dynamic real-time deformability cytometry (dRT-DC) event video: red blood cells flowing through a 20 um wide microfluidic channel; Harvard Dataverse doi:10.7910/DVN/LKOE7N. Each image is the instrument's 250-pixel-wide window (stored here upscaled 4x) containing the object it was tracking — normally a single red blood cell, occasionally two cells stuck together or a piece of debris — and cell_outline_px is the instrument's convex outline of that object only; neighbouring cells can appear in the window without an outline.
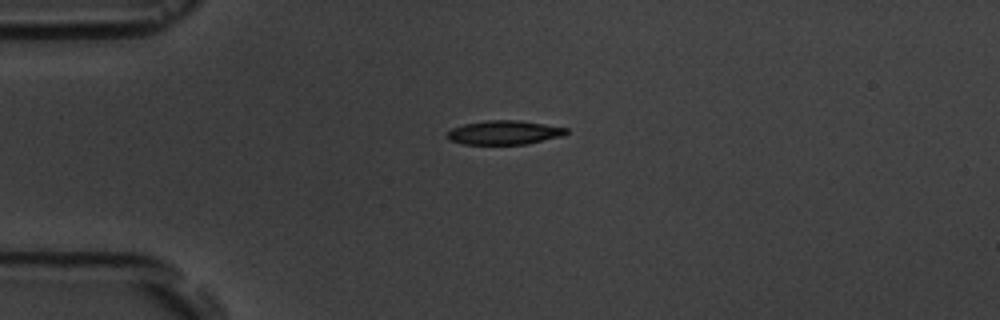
{"species": "common noctule bat (a hibernating species)", "species_latin": "Nyctalus noctula", "temperature_condition": "room temperature", "stored_images_in_passage": 3, "camera_frame_rate_fps": 3000, "um_per_image_px": 0.085, "animal": {"sex": "male", "body_mass_g": 19.5, "forearm_length_mm": 54.6}, "frame": {"image": 1, "passage_image": 2, "time_ms": 1.333, "image_size_px": [1000, 320], "cell_outline_px": [[568, 132], [564, 136], [528, 144], [464, 144], [448, 140], [448, 132], [452, 128], [464, 124], [488, 120], [516, 120], [544, 124], [568, 128]], "centroid_in_image_um": [42.89, 11.27], "position_along_channel_um": 42.1, "area_um2": 16.65}}